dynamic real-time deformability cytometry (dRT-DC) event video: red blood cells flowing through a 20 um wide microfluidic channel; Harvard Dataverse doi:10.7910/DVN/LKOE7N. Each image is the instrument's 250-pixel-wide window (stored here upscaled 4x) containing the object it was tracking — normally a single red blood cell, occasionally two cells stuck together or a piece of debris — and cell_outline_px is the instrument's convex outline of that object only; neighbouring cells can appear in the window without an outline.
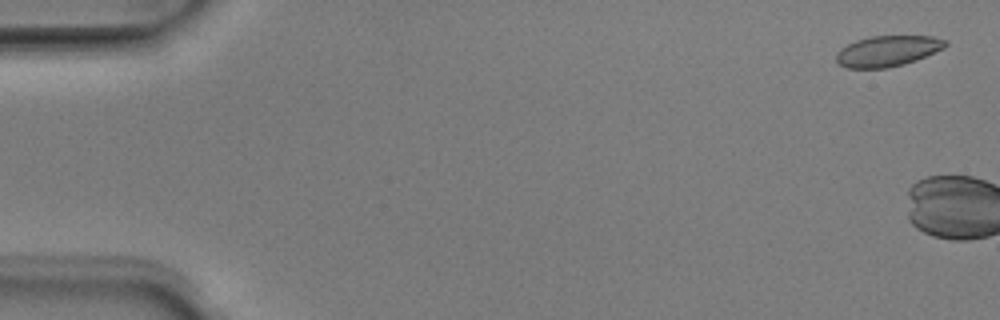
{"species": "Egyptian fruit bat (a non-hibernating species)", "species_latin": "Rousettus aegyptiacus", "temperature_condition": "room temperature", "stored_images_in_passage": 4, "camera_frame_rate_fps": 3000, "um_per_image_px": 0.085, "animal": {"sex": "male"}, "frame": {"image": 1, "passage_image": 2, "time_ms": 0.333, "image_size_px": [1000, 320], "cell_outline_px": [[948, 44], [944, 48], [916, 60], [904, 64], [888, 68], [848, 68], [836, 64], [836, 52], [840, 48], [856, 40], [872, 36], [932, 36], [948, 40]], "centroid_in_image_um": [75.43, 4.34], "position_along_channel_um": 9.6, "area_um2": 19.71}}